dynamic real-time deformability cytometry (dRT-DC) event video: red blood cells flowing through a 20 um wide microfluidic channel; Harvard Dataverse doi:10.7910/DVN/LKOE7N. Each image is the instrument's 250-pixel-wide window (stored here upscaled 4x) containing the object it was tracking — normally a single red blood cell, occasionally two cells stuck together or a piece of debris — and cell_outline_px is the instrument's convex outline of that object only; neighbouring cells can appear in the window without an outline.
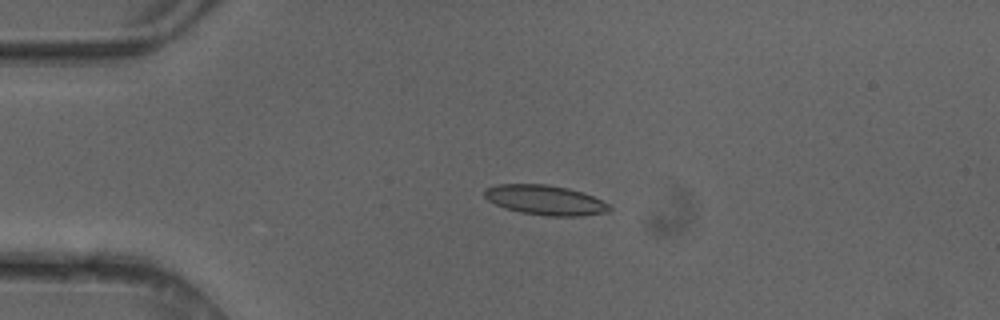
{"species": "common noctule bat (a hibernating species)", "species_latin": "Nyctalus noctula", "temperature_condition": "cold", "stored_images_in_passage": 7, "camera_frame_rate_fps": 3000, "um_per_image_px": 0.085, "animal": {"sex": "female"}, "frame": {"image": 1, "passage_image": 4, "time_ms": 1.0, "image_size_px": [1000, 320], "cell_outline_px": [[612, 208], [608, 212], [580, 216], [548, 216], [520, 212], [504, 208], [488, 200], [484, 196], [484, 192], [488, 188], [496, 184], [544, 184], [568, 188], [592, 196], [608, 204]], "centroid_in_image_um": [46.33, 17.01], "position_along_channel_um": 38.7, "area_um2": 21.5}}
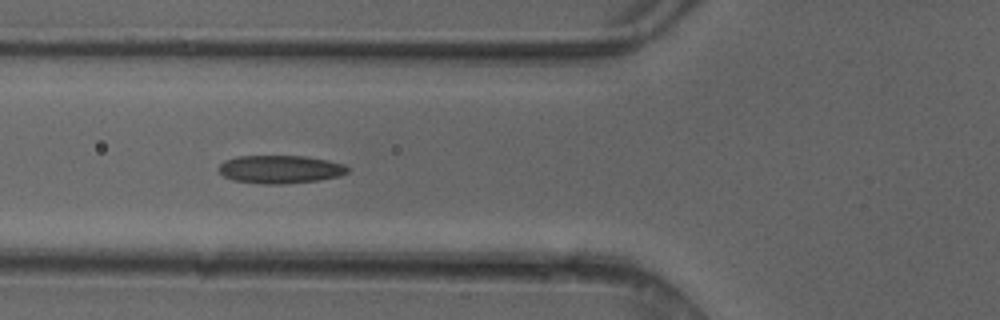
{"frame": {"image": 2, "passage_image": 6, "time_ms": 1.667, "image_size_px": [1000, 320], "cell_outline_px": [[348, 172], [340, 176], [320, 180], [280, 184], [264, 184], [232, 180], [224, 176], [216, 168], [224, 160], [236, 156], [308, 156], [328, 160], [344, 164], [348, 168]], "centroid_in_image_um": [23.8, 14.38], "position_along_channel_um": 102.0, "area_um2": 21.27}}
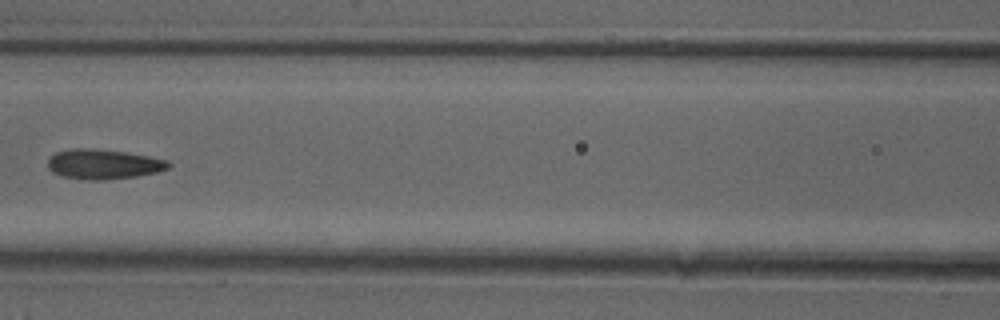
{"frame": {"image": 3, "passage_image": 7, "time_ms": 2.0, "image_size_px": [1000, 320], "cell_outline_px": [[172, 164], [168, 168], [156, 172], [136, 176], [104, 180], [84, 180], [60, 176], [52, 172], [48, 168], [48, 160], [56, 152], [72, 148], [92, 148], [124, 152], [148, 156], [168, 160]], "centroid_in_image_um": [8.77, 13.96], "position_along_channel_um": 157.8, "area_um2": 21.04}}